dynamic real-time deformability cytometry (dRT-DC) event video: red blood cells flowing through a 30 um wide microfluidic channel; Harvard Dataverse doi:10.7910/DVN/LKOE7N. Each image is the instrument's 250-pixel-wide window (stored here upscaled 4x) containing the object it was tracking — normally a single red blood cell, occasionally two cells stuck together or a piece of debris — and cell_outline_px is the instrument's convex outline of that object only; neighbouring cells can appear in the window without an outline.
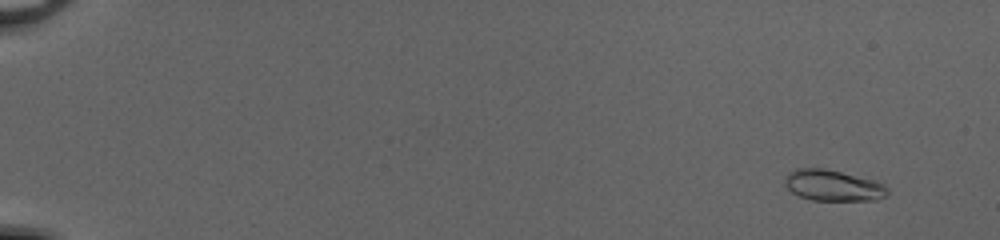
{"species": "common noctule bat (a hibernating species)", "species_latin": "Nyctalus noctula", "temperature_condition": "cold", "stored_images_in_passage": 53, "camera_frame_rate_fps": 3000, "um_per_image_px": 0.085, "animal": {"sex": "female", "body_mass_g": 20.0, "forearm_length_mm": 54.0}, "frame": {"image": 1, "passage_image": 5, "time_ms": 1.333, "image_size_px": [1000, 240], "cell_outline_px": [[888, 192], [884, 196], [872, 200], [812, 200], [800, 196], [792, 192], [784, 184], [784, 180], [788, 172], [796, 168], [824, 168], [872, 180], [884, 184], [888, 188]], "centroid_in_image_um": [70.76, 15.76], "position_along_channel_um": 14.2, "area_um2": 18.32}}
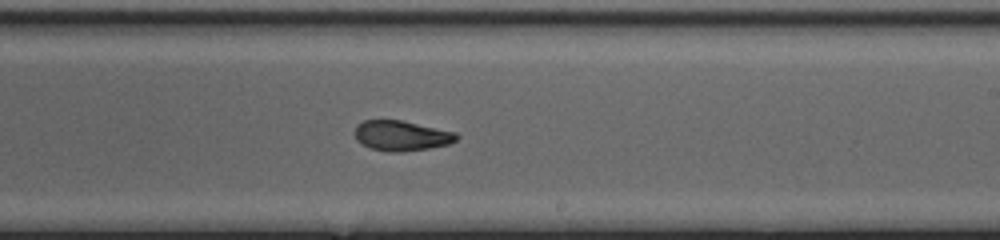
{"frame": {"image": 2, "passage_image": 35, "time_ms": 11.333, "image_size_px": [1000, 240], "cell_outline_px": [[460, 136], [456, 140], [448, 144], [428, 148], [400, 152], [388, 152], [372, 148], [356, 140], [352, 132], [356, 124], [364, 120], [400, 120], [456, 132]], "centroid_in_image_um": [34.08, 11.52], "position_along_channel_um": 254.9, "area_um2": 17.92}}
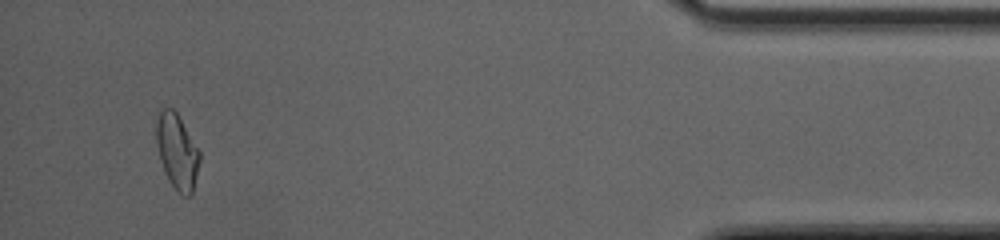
{"frame": {"image": 3, "passage_image": 51, "time_ms": 16.667, "image_size_px": [1000, 240], "cell_outline_px": [[200, 160], [192, 196], [180, 196], [168, 180], [160, 160], [156, 144], [156, 124], [160, 112], [164, 108], [172, 108], [176, 112], [200, 152]], "centroid_in_image_um": [15.05, 12.94], "position_along_channel_um": 420.1, "area_um2": 18.9}, "authors_computed_cell_mechanics": {"area_um2": 18.3226, "velocity_mm_per_s": 4.1637, "shape_relaxation_time_tau1_ms": 8.3464, "shape_relaxation_time_tau2_ms": 1.5073, "deformation_change_tau1": 0.2721, "deformation_change_tau2": 0.0715}}